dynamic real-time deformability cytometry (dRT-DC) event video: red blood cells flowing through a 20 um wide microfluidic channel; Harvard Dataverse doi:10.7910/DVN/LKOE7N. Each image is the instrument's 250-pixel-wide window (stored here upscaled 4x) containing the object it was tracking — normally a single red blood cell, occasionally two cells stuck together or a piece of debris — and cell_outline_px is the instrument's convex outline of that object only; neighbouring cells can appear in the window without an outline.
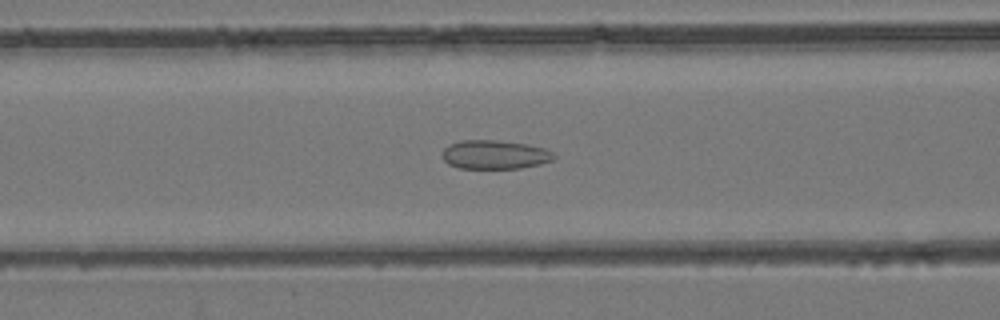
{"species": "common noctule bat (a hibernating species)", "species_latin": "Nyctalus noctula", "temperature_condition": "room temperature", "stored_images_in_passage": 38, "camera_frame_rate_fps": 3000, "um_per_image_px": 0.085, "animal": {"sex": "female", "body_mass_g": 24.6, "forearm_length_mm": 56.2}, "frame": {"image": 1, "passage_image": 6, "time_ms": 1.667, "image_size_px": [1000, 320], "cell_outline_px": [[556, 156], [552, 160], [540, 164], [520, 168], [460, 168], [448, 164], [440, 156], [444, 148], [448, 144], [460, 140], [496, 140], [528, 144], [544, 148], [552, 152]], "centroid_in_image_um": [42.02, 13.13], "position_along_channel_um": 124.6, "area_um2": 18.9}}
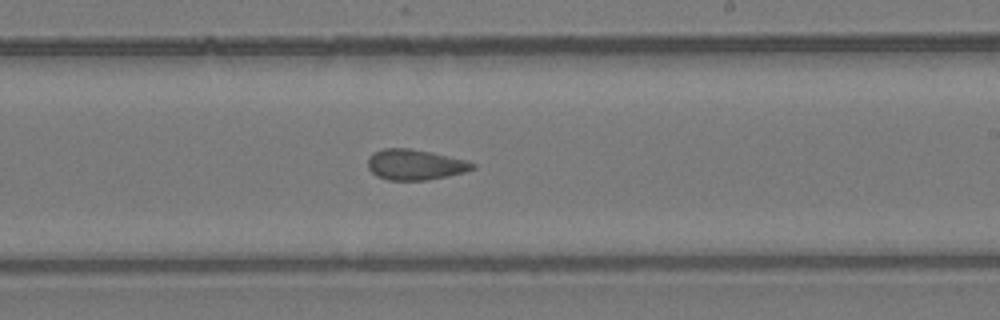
{"frame": {"image": 2, "passage_image": 16, "time_ms": 5.0, "image_size_px": [1000, 320], "cell_outline_px": [[476, 168], [464, 172], [448, 176], [428, 180], [388, 180], [376, 176], [368, 168], [368, 160], [376, 152], [384, 148], [408, 148], [432, 152], [464, 160], [476, 164]], "centroid_in_image_um": [35.3, 14.0], "position_along_channel_um": 253.7, "area_um2": 18.5}}
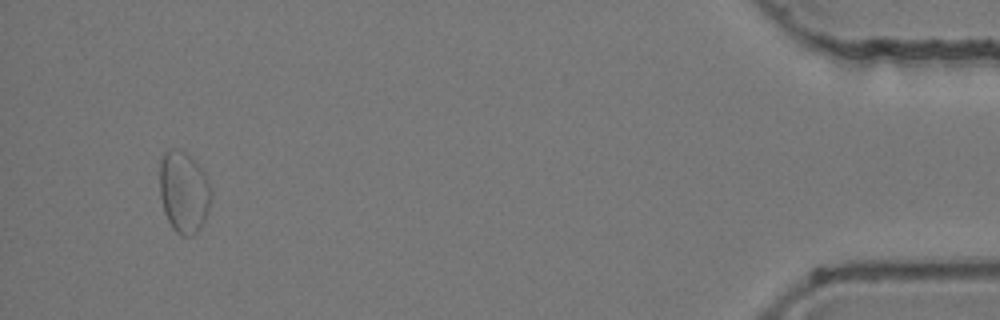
{"frame": {"image": 3, "passage_image": 35, "time_ms": 11.333, "image_size_px": [1000, 320], "cell_outline_px": [[212, 196], [208, 212], [200, 228], [192, 236], [180, 236], [172, 228], [164, 212], [160, 196], [160, 156], [164, 152], [172, 148], [180, 148], [196, 160], [200, 164], [208, 180], [212, 192]], "centroid_in_image_um": [15.63, 16.29], "position_along_channel_um": 419.6, "area_um2": 25.03}, "authors_computed_cell_mechanics": {"area_um2": 18.785, "velocity_mm_per_s": 3.8854, "shape_relaxation_time_tau1_ms": null, "shape_relaxation_time_tau2_ms": 2.0584, "deformation_change_tau1": null, "deformation_change_tau2": 0.0802}}